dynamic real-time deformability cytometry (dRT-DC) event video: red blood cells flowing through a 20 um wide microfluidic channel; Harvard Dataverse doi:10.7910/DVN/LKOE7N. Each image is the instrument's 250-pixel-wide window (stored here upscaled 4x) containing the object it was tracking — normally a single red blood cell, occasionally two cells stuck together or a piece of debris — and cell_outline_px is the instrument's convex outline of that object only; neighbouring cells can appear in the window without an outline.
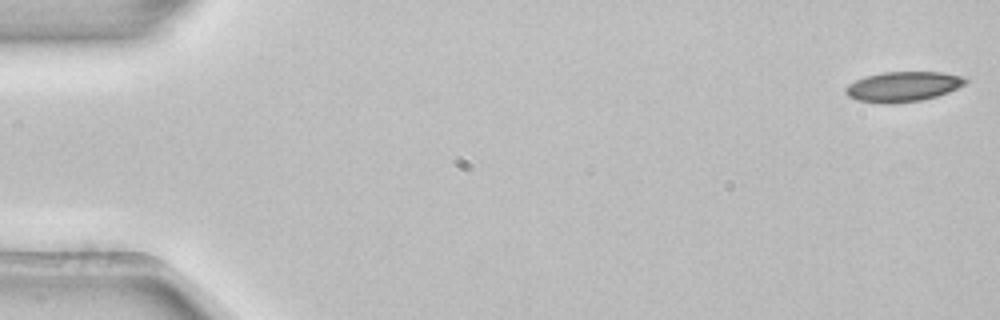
{"species": "common noctule bat (a hibernating species)", "species_latin": "Nyctalus noctula", "temperature_condition": "room temperature", "stored_images_in_passage": 53, "camera_frame_rate_fps": 3000, "um_per_image_px": 0.085, "animal": {"sex": "female", "body_mass_g": 22.7, "forearm_length_mm": 54.2}, "frame": {"image": 1, "passage_image": 1, "time_ms": 0.0, "image_size_px": [1000, 320], "cell_outline_px": [[968, 80], [964, 84], [948, 92], [936, 96], [920, 100], [888, 104], [884, 104], [856, 100], [848, 96], [844, 92], [844, 88], [848, 84], [864, 76], [884, 72], [940, 72], [964, 76]], "centroid_in_image_um": [76.71, 7.36], "position_along_channel_um": 8.3, "area_um2": 20.98}}
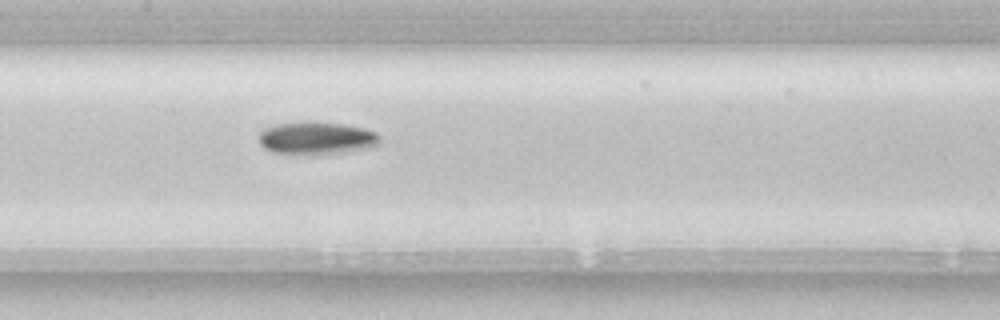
{"frame": {"image": 2, "passage_image": 26, "time_ms": 8.333, "image_size_px": [1000, 320], "cell_outline_px": [[380, 144], [368, 148], [344, 152], [272, 152], [264, 148], [260, 144], [260, 132], [264, 128], [276, 124], [340, 124], [364, 128], [376, 132], [380, 136]], "centroid_in_image_um": [26.95, 11.74], "position_along_channel_um": 180.4, "area_um2": 21.62}}
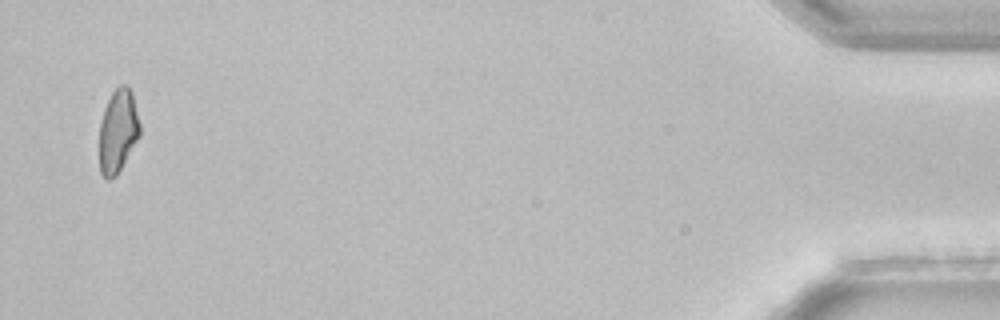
{"frame": {"image": 3, "passage_image": 52, "time_ms": 17.0, "image_size_px": [1000, 320], "cell_outline_px": [[140, 136], [116, 176], [108, 180], [104, 180], [100, 172], [100, 120], [104, 108], [112, 92], [120, 84], [128, 84], [132, 92], [140, 124]], "centroid_in_image_um": [10.03, 11.13], "position_along_channel_um": 425.2, "area_um2": 19.83}, "authors_computed_cell_mechanics": {"area_um2": 21.386, "velocity_mm_per_s": 3.8687, "shape_relaxation_time_tau1_ms": 4.584, "shape_relaxation_time_tau2_ms": null, "deformation_change_tau1": 0.1015, "deformation_change_tau2": null}}